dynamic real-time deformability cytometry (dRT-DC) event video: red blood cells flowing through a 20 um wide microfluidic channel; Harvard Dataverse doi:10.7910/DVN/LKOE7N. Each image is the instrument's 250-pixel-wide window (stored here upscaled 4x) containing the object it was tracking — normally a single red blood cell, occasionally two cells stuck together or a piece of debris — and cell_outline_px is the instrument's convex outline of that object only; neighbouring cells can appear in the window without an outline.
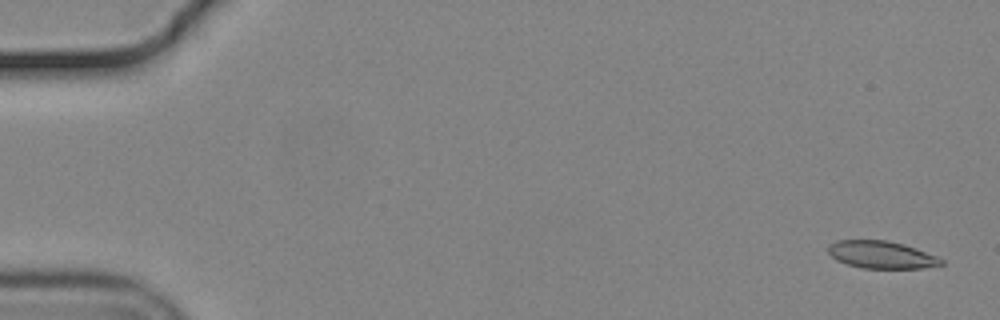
{"species": "common noctule bat (a hibernating species)", "species_latin": "Nyctalus noctula", "temperature_condition": "cold", "stored_images_in_passage": 56, "camera_frame_rate_fps": 3000, "um_per_image_px": 0.085, "animal": {"sex": "male", "body_mass_g": 19.2, "forearm_length_mm": 51.8}, "frame": {"image": 1, "passage_image": 2, "time_ms": 0.333, "image_size_px": [1000, 320], "cell_outline_px": [[944, 264], [920, 268], [864, 268], [848, 264], [836, 260], [828, 252], [828, 244], [836, 240], [888, 240], [904, 244], [916, 248], [936, 256], [944, 260]], "centroid_in_image_um": [74.91, 21.64], "position_along_channel_um": 10.1, "area_um2": 18.03}}
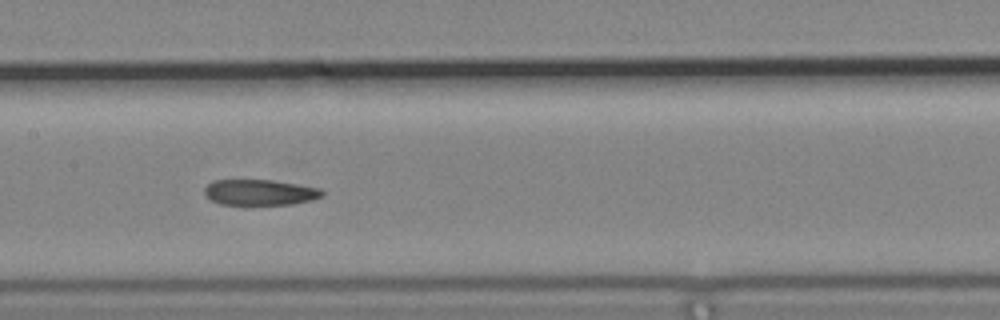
{"frame": {"image": 2, "passage_image": 28, "time_ms": 9.0, "image_size_px": [1000, 320], "cell_outline_px": [[324, 196], [312, 200], [292, 204], [220, 204], [204, 196], [204, 188], [212, 180], [272, 180], [320, 188], [324, 192]], "centroid_in_image_um": [22.08, 16.34], "position_along_channel_um": 185.3, "area_um2": 17.63}}
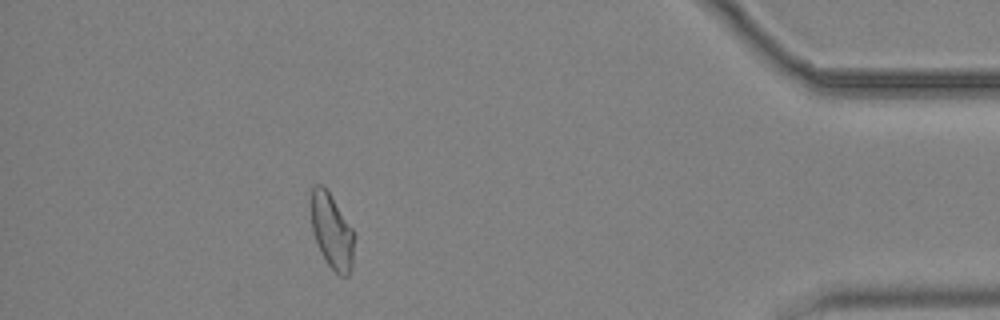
{"frame": {"image": 3, "passage_image": 50, "time_ms": 16.333, "image_size_px": [1000, 320], "cell_outline_px": [[356, 232], [352, 268], [348, 276], [340, 276], [328, 264], [312, 232], [312, 188], [316, 184], [324, 184]], "centroid_in_image_um": [28.27, 19.64], "position_along_channel_um": 406.9, "area_um2": 19.02}, "authors_computed_cell_mechanics": {"area_um2": 19.0451, "velocity_mm_per_s": 3.7019, "shape_relaxation_time_tau1_ms": null, "shape_relaxation_time_tau2_ms": 2.2877, "deformation_change_tau1": null, "deformation_change_tau2": 0.0814}}